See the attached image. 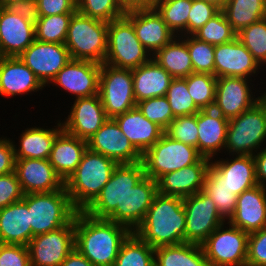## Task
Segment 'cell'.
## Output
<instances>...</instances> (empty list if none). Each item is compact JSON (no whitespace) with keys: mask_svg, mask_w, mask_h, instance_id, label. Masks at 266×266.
Here are the masks:
<instances>
[{"mask_svg":"<svg viewBox=\"0 0 266 266\" xmlns=\"http://www.w3.org/2000/svg\"><path fill=\"white\" fill-rule=\"evenodd\" d=\"M89 150L111 158L117 164L142 161V155L122 133L114 118H108L101 128L87 140Z\"/></svg>","mask_w":266,"mask_h":266,"instance_id":"obj_16","label":"cell"},{"mask_svg":"<svg viewBox=\"0 0 266 266\" xmlns=\"http://www.w3.org/2000/svg\"><path fill=\"white\" fill-rule=\"evenodd\" d=\"M118 164L87 148L75 172L64 186L73 207L84 211L100 194Z\"/></svg>","mask_w":266,"mask_h":266,"instance_id":"obj_3","label":"cell"},{"mask_svg":"<svg viewBox=\"0 0 266 266\" xmlns=\"http://www.w3.org/2000/svg\"><path fill=\"white\" fill-rule=\"evenodd\" d=\"M60 266H94L77 248H74Z\"/></svg>","mask_w":266,"mask_h":266,"instance_id":"obj_57","label":"cell"},{"mask_svg":"<svg viewBox=\"0 0 266 266\" xmlns=\"http://www.w3.org/2000/svg\"><path fill=\"white\" fill-rule=\"evenodd\" d=\"M15 173L24 194L49 193L64 187L49 159H16Z\"/></svg>","mask_w":266,"mask_h":266,"instance_id":"obj_23","label":"cell"},{"mask_svg":"<svg viewBox=\"0 0 266 266\" xmlns=\"http://www.w3.org/2000/svg\"><path fill=\"white\" fill-rule=\"evenodd\" d=\"M183 207L186 216V243L202 245L208 236L225 222L213 199L203 191L183 198Z\"/></svg>","mask_w":266,"mask_h":266,"instance_id":"obj_13","label":"cell"},{"mask_svg":"<svg viewBox=\"0 0 266 266\" xmlns=\"http://www.w3.org/2000/svg\"><path fill=\"white\" fill-rule=\"evenodd\" d=\"M125 16L132 22L136 37L152 56L169 43L174 34L158 12L152 9L133 10L125 12Z\"/></svg>","mask_w":266,"mask_h":266,"instance_id":"obj_24","label":"cell"},{"mask_svg":"<svg viewBox=\"0 0 266 266\" xmlns=\"http://www.w3.org/2000/svg\"><path fill=\"white\" fill-rule=\"evenodd\" d=\"M75 248V216L64 227L34 236L29 244L31 266H60Z\"/></svg>","mask_w":266,"mask_h":266,"instance_id":"obj_14","label":"cell"},{"mask_svg":"<svg viewBox=\"0 0 266 266\" xmlns=\"http://www.w3.org/2000/svg\"><path fill=\"white\" fill-rule=\"evenodd\" d=\"M191 7L192 0H156L153 8L174 34L179 31L188 35V15Z\"/></svg>","mask_w":266,"mask_h":266,"instance_id":"obj_39","label":"cell"},{"mask_svg":"<svg viewBox=\"0 0 266 266\" xmlns=\"http://www.w3.org/2000/svg\"><path fill=\"white\" fill-rule=\"evenodd\" d=\"M19 58L46 86L70 61L71 56L65 44L41 42L35 39Z\"/></svg>","mask_w":266,"mask_h":266,"instance_id":"obj_15","label":"cell"},{"mask_svg":"<svg viewBox=\"0 0 266 266\" xmlns=\"http://www.w3.org/2000/svg\"><path fill=\"white\" fill-rule=\"evenodd\" d=\"M133 89L136 102L153 97L166 96L173 77L153 58L132 69Z\"/></svg>","mask_w":266,"mask_h":266,"instance_id":"obj_31","label":"cell"},{"mask_svg":"<svg viewBox=\"0 0 266 266\" xmlns=\"http://www.w3.org/2000/svg\"><path fill=\"white\" fill-rule=\"evenodd\" d=\"M217 227L201 245L210 266H235L246 263L248 233L238 227Z\"/></svg>","mask_w":266,"mask_h":266,"instance_id":"obj_11","label":"cell"},{"mask_svg":"<svg viewBox=\"0 0 266 266\" xmlns=\"http://www.w3.org/2000/svg\"><path fill=\"white\" fill-rule=\"evenodd\" d=\"M157 193V181L144 176L124 197L123 209H116L107 219L134 232L143 222Z\"/></svg>","mask_w":266,"mask_h":266,"instance_id":"obj_19","label":"cell"},{"mask_svg":"<svg viewBox=\"0 0 266 266\" xmlns=\"http://www.w3.org/2000/svg\"><path fill=\"white\" fill-rule=\"evenodd\" d=\"M199 41L212 45L228 43L237 38V33L220 10L194 34Z\"/></svg>","mask_w":266,"mask_h":266,"instance_id":"obj_42","label":"cell"},{"mask_svg":"<svg viewBox=\"0 0 266 266\" xmlns=\"http://www.w3.org/2000/svg\"><path fill=\"white\" fill-rule=\"evenodd\" d=\"M229 120L216 110L201 109L197 113L198 142L197 151L205 158L211 159L226 145Z\"/></svg>","mask_w":266,"mask_h":266,"instance_id":"obj_27","label":"cell"},{"mask_svg":"<svg viewBox=\"0 0 266 266\" xmlns=\"http://www.w3.org/2000/svg\"><path fill=\"white\" fill-rule=\"evenodd\" d=\"M43 87L33 71L19 57H3L0 60V95H22Z\"/></svg>","mask_w":266,"mask_h":266,"instance_id":"obj_28","label":"cell"},{"mask_svg":"<svg viewBox=\"0 0 266 266\" xmlns=\"http://www.w3.org/2000/svg\"><path fill=\"white\" fill-rule=\"evenodd\" d=\"M236 33L266 18V0H227L221 10Z\"/></svg>","mask_w":266,"mask_h":266,"instance_id":"obj_36","label":"cell"},{"mask_svg":"<svg viewBox=\"0 0 266 266\" xmlns=\"http://www.w3.org/2000/svg\"><path fill=\"white\" fill-rule=\"evenodd\" d=\"M260 66L238 38L215 45L214 76L216 78L231 76L248 78L249 75L255 74Z\"/></svg>","mask_w":266,"mask_h":266,"instance_id":"obj_21","label":"cell"},{"mask_svg":"<svg viewBox=\"0 0 266 266\" xmlns=\"http://www.w3.org/2000/svg\"><path fill=\"white\" fill-rule=\"evenodd\" d=\"M136 106L148 120L156 123L164 131L175 119L166 96L146 99L138 102Z\"/></svg>","mask_w":266,"mask_h":266,"instance_id":"obj_47","label":"cell"},{"mask_svg":"<svg viewBox=\"0 0 266 266\" xmlns=\"http://www.w3.org/2000/svg\"><path fill=\"white\" fill-rule=\"evenodd\" d=\"M14 144L9 139L0 138V175L15 171Z\"/></svg>","mask_w":266,"mask_h":266,"instance_id":"obj_54","label":"cell"},{"mask_svg":"<svg viewBox=\"0 0 266 266\" xmlns=\"http://www.w3.org/2000/svg\"><path fill=\"white\" fill-rule=\"evenodd\" d=\"M34 41L32 9L0 7V44L4 57H19Z\"/></svg>","mask_w":266,"mask_h":266,"instance_id":"obj_12","label":"cell"},{"mask_svg":"<svg viewBox=\"0 0 266 266\" xmlns=\"http://www.w3.org/2000/svg\"><path fill=\"white\" fill-rule=\"evenodd\" d=\"M75 0H34L32 12L34 16H51L65 13H75Z\"/></svg>","mask_w":266,"mask_h":266,"instance_id":"obj_51","label":"cell"},{"mask_svg":"<svg viewBox=\"0 0 266 266\" xmlns=\"http://www.w3.org/2000/svg\"><path fill=\"white\" fill-rule=\"evenodd\" d=\"M60 127V128H59ZM63 130L62 124L58 123L57 128L43 129L30 128L22 132L20 147L14 145L16 159H49L53 143L57 135Z\"/></svg>","mask_w":266,"mask_h":266,"instance_id":"obj_33","label":"cell"},{"mask_svg":"<svg viewBox=\"0 0 266 266\" xmlns=\"http://www.w3.org/2000/svg\"><path fill=\"white\" fill-rule=\"evenodd\" d=\"M108 119L99 94L92 97L76 98L70 115L62 128L67 133L87 141Z\"/></svg>","mask_w":266,"mask_h":266,"instance_id":"obj_20","label":"cell"},{"mask_svg":"<svg viewBox=\"0 0 266 266\" xmlns=\"http://www.w3.org/2000/svg\"><path fill=\"white\" fill-rule=\"evenodd\" d=\"M210 4H213L219 10H222L227 2V0H204Z\"/></svg>","mask_w":266,"mask_h":266,"instance_id":"obj_59","label":"cell"},{"mask_svg":"<svg viewBox=\"0 0 266 266\" xmlns=\"http://www.w3.org/2000/svg\"><path fill=\"white\" fill-rule=\"evenodd\" d=\"M266 187L257 185L237 196L234 215L227 223L250 234L266 227Z\"/></svg>","mask_w":266,"mask_h":266,"instance_id":"obj_25","label":"cell"},{"mask_svg":"<svg viewBox=\"0 0 266 266\" xmlns=\"http://www.w3.org/2000/svg\"><path fill=\"white\" fill-rule=\"evenodd\" d=\"M132 231L108 219L84 211L75 214V248L94 266H113L122 243Z\"/></svg>","mask_w":266,"mask_h":266,"instance_id":"obj_1","label":"cell"},{"mask_svg":"<svg viewBox=\"0 0 266 266\" xmlns=\"http://www.w3.org/2000/svg\"><path fill=\"white\" fill-rule=\"evenodd\" d=\"M253 155L255 160L256 180L258 185L265 187L266 182V148ZM265 181V182H264Z\"/></svg>","mask_w":266,"mask_h":266,"instance_id":"obj_55","label":"cell"},{"mask_svg":"<svg viewBox=\"0 0 266 266\" xmlns=\"http://www.w3.org/2000/svg\"><path fill=\"white\" fill-rule=\"evenodd\" d=\"M87 148V141L71 135L65 130L57 135L51 149L49 162L64 183L75 172Z\"/></svg>","mask_w":266,"mask_h":266,"instance_id":"obj_29","label":"cell"},{"mask_svg":"<svg viewBox=\"0 0 266 266\" xmlns=\"http://www.w3.org/2000/svg\"><path fill=\"white\" fill-rule=\"evenodd\" d=\"M246 263L266 266V227L248 235Z\"/></svg>","mask_w":266,"mask_h":266,"instance_id":"obj_50","label":"cell"},{"mask_svg":"<svg viewBox=\"0 0 266 266\" xmlns=\"http://www.w3.org/2000/svg\"><path fill=\"white\" fill-rule=\"evenodd\" d=\"M32 229L28 205L21 199L0 209V243L28 246Z\"/></svg>","mask_w":266,"mask_h":266,"instance_id":"obj_30","label":"cell"},{"mask_svg":"<svg viewBox=\"0 0 266 266\" xmlns=\"http://www.w3.org/2000/svg\"><path fill=\"white\" fill-rule=\"evenodd\" d=\"M266 138V93L252 108L229 119L226 150L237 155H254ZM236 152V153H235Z\"/></svg>","mask_w":266,"mask_h":266,"instance_id":"obj_6","label":"cell"},{"mask_svg":"<svg viewBox=\"0 0 266 266\" xmlns=\"http://www.w3.org/2000/svg\"><path fill=\"white\" fill-rule=\"evenodd\" d=\"M151 54L136 37L132 22L124 15L108 23L107 52L104 63L135 69L148 62Z\"/></svg>","mask_w":266,"mask_h":266,"instance_id":"obj_7","label":"cell"},{"mask_svg":"<svg viewBox=\"0 0 266 266\" xmlns=\"http://www.w3.org/2000/svg\"><path fill=\"white\" fill-rule=\"evenodd\" d=\"M34 0H0L2 8H27L32 9Z\"/></svg>","mask_w":266,"mask_h":266,"instance_id":"obj_58","label":"cell"},{"mask_svg":"<svg viewBox=\"0 0 266 266\" xmlns=\"http://www.w3.org/2000/svg\"><path fill=\"white\" fill-rule=\"evenodd\" d=\"M77 12L108 23L125 15L118 0H78Z\"/></svg>","mask_w":266,"mask_h":266,"instance_id":"obj_45","label":"cell"},{"mask_svg":"<svg viewBox=\"0 0 266 266\" xmlns=\"http://www.w3.org/2000/svg\"><path fill=\"white\" fill-rule=\"evenodd\" d=\"M210 163L201 157L195 164L164 174L157 180L158 193L186 198L202 191Z\"/></svg>","mask_w":266,"mask_h":266,"instance_id":"obj_22","label":"cell"},{"mask_svg":"<svg viewBox=\"0 0 266 266\" xmlns=\"http://www.w3.org/2000/svg\"><path fill=\"white\" fill-rule=\"evenodd\" d=\"M114 119L122 133L141 155L152 147L164 133V130L148 120L137 106L115 116Z\"/></svg>","mask_w":266,"mask_h":266,"instance_id":"obj_26","label":"cell"},{"mask_svg":"<svg viewBox=\"0 0 266 266\" xmlns=\"http://www.w3.org/2000/svg\"><path fill=\"white\" fill-rule=\"evenodd\" d=\"M23 197L24 193L15 171L0 175V209L23 199Z\"/></svg>","mask_w":266,"mask_h":266,"instance_id":"obj_52","label":"cell"},{"mask_svg":"<svg viewBox=\"0 0 266 266\" xmlns=\"http://www.w3.org/2000/svg\"><path fill=\"white\" fill-rule=\"evenodd\" d=\"M4 57L3 52L1 50V44H0V60Z\"/></svg>","mask_w":266,"mask_h":266,"instance_id":"obj_60","label":"cell"},{"mask_svg":"<svg viewBox=\"0 0 266 266\" xmlns=\"http://www.w3.org/2000/svg\"><path fill=\"white\" fill-rule=\"evenodd\" d=\"M108 22L75 12L69 22L65 46L71 59L103 64L107 52Z\"/></svg>","mask_w":266,"mask_h":266,"instance_id":"obj_4","label":"cell"},{"mask_svg":"<svg viewBox=\"0 0 266 266\" xmlns=\"http://www.w3.org/2000/svg\"><path fill=\"white\" fill-rule=\"evenodd\" d=\"M156 0H118L124 12L142 9H152Z\"/></svg>","mask_w":266,"mask_h":266,"instance_id":"obj_56","label":"cell"},{"mask_svg":"<svg viewBox=\"0 0 266 266\" xmlns=\"http://www.w3.org/2000/svg\"><path fill=\"white\" fill-rule=\"evenodd\" d=\"M230 160H218L214 163L212 161L210 166L224 178V183L234 194L240 195L243 191L258 185L252 155H237L234 160Z\"/></svg>","mask_w":266,"mask_h":266,"instance_id":"obj_32","label":"cell"},{"mask_svg":"<svg viewBox=\"0 0 266 266\" xmlns=\"http://www.w3.org/2000/svg\"><path fill=\"white\" fill-rule=\"evenodd\" d=\"M220 10L204 0H192L188 15V34L193 35Z\"/></svg>","mask_w":266,"mask_h":266,"instance_id":"obj_49","label":"cell"},{"mask_svg":"<svg viewBox=\"0 0 266 266\" xmlns=\"http://www.w3.org/2000/svg\"><path fill=\"white\" fill-rule=\"evenodd\" d=\"M183 198L157 193L134 233L153 248L185 242Z\"/></svg>","mask_w":266,"mask_h":266,"instance_id":"obj_2","label":"cell"},{"mask_svg":"<svg viewBox=\"0 0 266 266\" xmlns=\"http://www.w3.org/2000/svg\"><path fill=\"white\" fill-rule=\"evenodd\" d=\"M99 96L108 118L136 107L132 70L101 64Z\"/></svg>","mask_w":266,"mask_h":266,"instance_id":"obj_10","label":"cell"},{"mask_svg":"<svg viewBox=\"0 0 266 266\" xmlns=\"http://www.w3.org/2000/svg\"><path fill=\"white\" fill-rule=\"evenodd\" d=\"M155 266H210L201 245L180 243L155 248Z\"/></svg>","mask_w":266,"mask_h":266,"instance_id":"obj_34","label":"cell"},{"mask_svg":"<svg viewBox=\"0 0 266 266\" xmlns=\"http://www.w3.org/2000/svg\"><path fill=\"white\" fill-rule=\"evenodd\" d=\"M247 81L235 76L217 78L213 109L229 120L252 108L265 94L253 99Z\"/></svg>","mask_w":266,"mask_h":266,"instance_id":"obj_17","label":"cell"},{"mask_svg":"<svg viewBox=\"0 0 266 266\" xmlns=\"http://www.w3.org/2000/svg\"><path fill=\"white\" fill-rule=\"evenodd\" d=\"M23 200L28 205L32 238L66 226L77 212L65 186L49 193L24 194Z\"/></svg>","mask_w":266,"mask_h":266,"instance_id":"obj_5","label":"cell"},{"mask_svg":"<svg viewBox=\"0 0 266 266\" xmlns=\"http://www.w3.org/2000/svg\"><path fill=\"white\" fill-rule=\"evenodd\" d=\"M101 64L70 59L51 81L76 95V98L92 97L99 94V76Z\"/></svg>","mask_w":266,"mask_h":266,"instance_id":"obj_18","label":"cell"},{"mask_svg":"<svg viewBox=\"0 0 266 266\" xmlns=\"http://www.w3.org/2000/svg\"><path fill=\"white\" fill-rule=\"evenodd\" d=\"M113 266H155V248L132 232L122 243Z\"/></svg>","mask_w":266,"mask_h":266,"instance_id":"obj_38","label":"cell"},{"mask_svg":"<svg viewBox=\"0 0 266 266\" xmlns=\"http://www.w3.org/2000/svg\"><path fill=\"white\" fill-rule=\"evenodd\" d=\"M202 191L213 199L217 211L224 220H229L234 215L238 195L229 189L224 183V178L211 166L207 171Z\"/></svg>","mask_w":266,"mask_h":266,"instance_id":"obj_37","label":"cell"},{"mask_svg":"<svg viewBox=\"0 0 266 266\" xmlns=\"http://www.w3.org/2000/svg\"><path fill=\"white\" fill-rule=\"evenodd\" d=\"M235 266H253V265L248 264V263H244V264H241V265H235Z\"/></svg>","mask_w":266,"mask_h":266,"instance_id":"obj_61","label":"cell"},{"mask_svg":"<svg viewBox=\"0 0 266 266\" xmlns=\"http://www.w3.org/2000/svg\"><path fill=\"white\" fill-rule=\"evenodd\" d=\"M202 156L197 148L172 139L165 132L142 155L145 176L157 181L166 173L195 164Z\"/></svg>","mask_w":266,"mask_h":266,"instance_id":"obj_8","label":"cell"},{"mask_svg":"<svg viewBox=\"0 0 266 266\" xmlns=\"http://www.w3.org/2000/svg\"><path fill=\"white\" fill-rule=\"evenodd\" d=\"M237 38L259 65L266 64V18L242 29L237 33Z\"/></svg>","mask_w":266,"mask_h":266,"instance_id":"obj_44","label":"cell"},{"mask_svg":"<svg viewBox=\"0 0 266 266\" xmlns=\"http://www.w3.org/2000/svg\"><path fill=\"white\" fill-rule=\"evenodd\" d=\"M74 13L34 16L35 39L41 42L64 44L69 22Z\"/></svg>","mask_w":266,"mask_h":266,"instance_id":"obj_40","label":"cell"},{"mask_svg":"<svg viewBox=\"0 0 266 266\" xmlns=\"http://www.w3.org/2000/svg\"><path fill=\"white\" fill-rule=\"evenodd\" d=\"M187 89L200 109H212L215 102L217 78L211 74L191 73L185 78Z\"/></svg>","mask_w":266,"mask_h":266,"instance_id":"obj_41","label":"cell"},{"mask_svg":"<svg viewBox=\"0 0 266 266\" xmlns=\"http://www.w3.org/2000/svg\"><path fill=\"white\" fill-rule=\"evenodd\" d=\"M173 78H186L193 73V65L186 44V39L174 37L169 43L159 49L153 56Z\"/></svg>","mask_w":266,"mask_h":266,"instance_id":"obj_35","label":"cell"},{"mask_svg":"<svg viewBox=\"0 0 266 266\" xmlns=\"http://www.w3.org/2000/svg\"><path fill=\"white\" fill-rule=\"evenodd\" d=\"M144 176L142 162L118 164L100 194L84 212L98 219H107L116 209H123L124 197Z\"/></svg>","mask_w":266,"mask_h":266,"instance_id":"obj_9","label":"cell"},{"mask_svg":"<svg viewBox=\"0 0 266 266\" xmlns=\"http://www.w3.org/2000/svg\"><path fill=\"white\" fill-rule=\"evenodd\" d=\"M0 266H31L28 246L0 243Z\"/></svg>","mask_w":266,"mask_h":266,"instance_id":"obj_53","label":"cell"},{"mask_svg":"<svg viewBox=\"0 0 266 266\" xmlns=\"http://www.w3.org/2000/svg\"><path fill=\"white\" fill-rule=\"evenodd\" d=\"M164 132L174 140L197 148V114L181 116L173 119Z\"/></svg>","mask_w":266,"mask_h":266,"instance_id":"obj_48","label":"cell"},{"mask_svg":"<svg viewBox=\"0 0 266 266\" xmlns=\"http://www.w3.org/2000/svg\"><path fill=\"white\" fill-rule=\"evenodd\" d=\"M186 44L193 65V73L214 75L215 45L199 41L193 35L187 36Z\"/></svg>","mask_w":266,"mask_h":266,"instance_id":"obj_46","label":"cell"},{"mask_svg":"<svg viewBox=\"0 0 266 266\" xmlns=\"http://www.w3.org/2000/svg\"><path fill=\"white\" fill-rule=\"evenodd\" d=\"M166 97L174 118L197 114L201 110L192 100L185 78H173Z\"/></svg>","mask_w":266,"mask_h":266,"instance_id":"obj_43","label":"cell"}]
</instances>
